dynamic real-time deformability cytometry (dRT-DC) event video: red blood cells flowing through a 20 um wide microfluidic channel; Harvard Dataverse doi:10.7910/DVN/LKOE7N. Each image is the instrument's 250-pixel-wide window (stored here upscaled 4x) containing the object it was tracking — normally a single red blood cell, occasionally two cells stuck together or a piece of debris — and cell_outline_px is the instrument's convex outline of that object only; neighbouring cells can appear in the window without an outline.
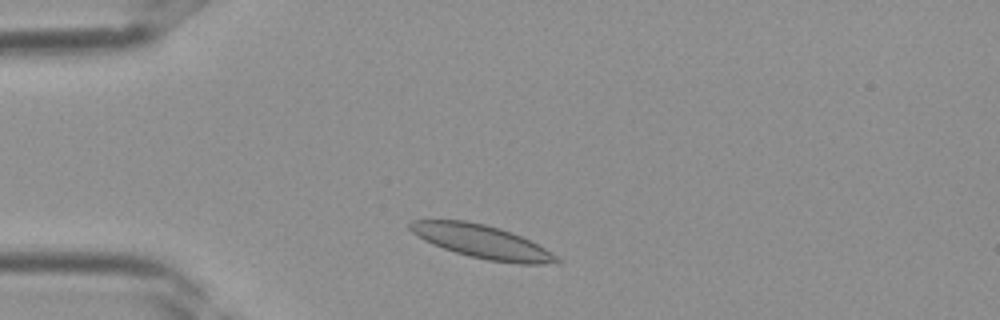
{"species": "Egyptian fruit bat (a non-hibernating species)", "species_latin": "Rousettus aegyptiacus", "temperature_condition": "room temperature", "stored_images_in_passage": 28, "camera_frame_rate_fps": 3000, "um_per_image_px": 0.085, "frame": {"image": 1, "passage_image": 3, "time_ms": 0.667, "image_size_px": [1000, 320], "cell_outline_px": [[560, 260], [544, 264], [520, 264], [488, 260], [456, 252], [432, 244], [416, 236], [408, 228], [408, 224], [412, 220], [464, 220], [484, 224], [500, 228], [512, 232], [544, 248], [556, 256]], "centroid_in_image_um": [40.9, 20.52], "position_along_channel_um": 44.1, "area_um2": 27.98}}
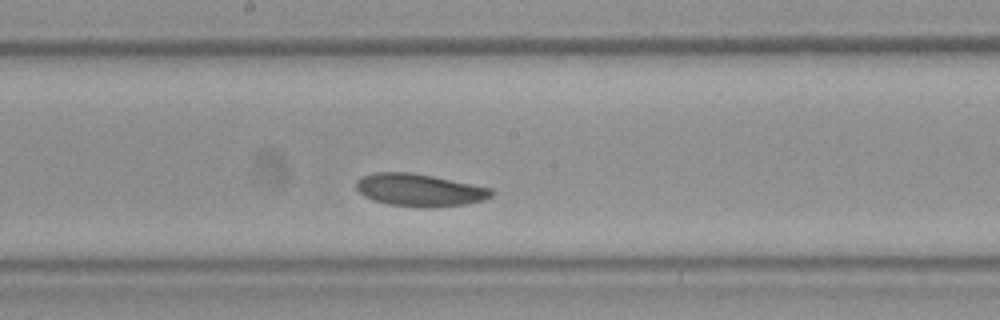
{"frame": {"image": 2, "passage_image": 14, "time_ms": 4.333, "image_size_px": [1000, 320], "cell_outline_px": [[492, 196], [484, 200], [464, 204], [436, 208], [420, 208], [388, 204], [372, 200], [364, 196], [356, 188], [356, 180], [360, 176], [372, 172], [412, 172], [492, 188]], "centroid_in_image_um": [35.62, 16.16], "position_along_channel_um": 212.6, "area_um2": 25.89}}
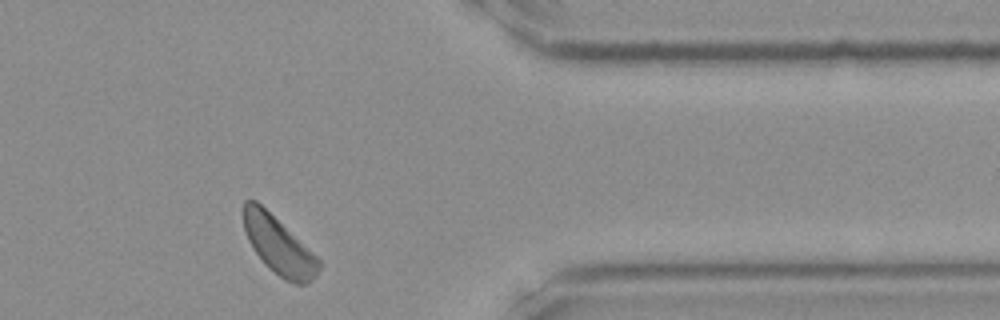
{"frame": {"image": 3, "passage_image": 25, "time_ms": 8.0, "image_size_px": [1000, 320], "cell_outline_px": [[320, 268], [316, 276], [308, 284], [292, 284], [284, 280], [268, 268], [252, 248], [248, 240], [244, 228], [244, 200], [256, 200], [312, 252], [320, 260]], "centroid_in_image_um": [23.69, 20.92], "position_along_channel_um": 387.7, "area_um2": 24.91}}